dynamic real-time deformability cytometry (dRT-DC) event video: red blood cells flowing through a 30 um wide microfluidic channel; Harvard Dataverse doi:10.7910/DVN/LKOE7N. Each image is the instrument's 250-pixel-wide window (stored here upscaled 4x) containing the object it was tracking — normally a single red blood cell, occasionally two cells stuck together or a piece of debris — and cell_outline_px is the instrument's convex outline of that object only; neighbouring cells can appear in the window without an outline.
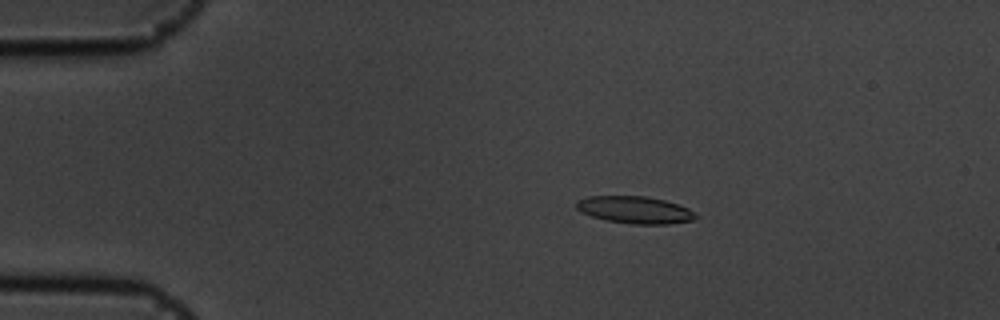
{"species": "common noctule bat (a hibernating species)", "species_latin": "Nyctalus noctula", "temperature_condition": "cold", "stored_images_in_passage": 56, "camera_frame_rate_fps": 3000, "um_per_image_px": 0.085, "animal": {"sex": "male", "body_mass_g": 19.5, "forearm_length_mm": 54.6}, "frame": {"image": 1, "passage_image": 11, "time_ms": 3.333, "image_size_px": [1000, 320], "cell_outline_px": [[700, 216], [692, 220], [668, 224], [632, 224], [608, 220], [592, 216], [580, 212], [576, 208], [576, 200], [588, 196], [648, 196], [680, 204], [688, 208]], "centroid_in_image_um": [53.98, 17.83], "position_along_channel_um": 31.0, "area_um2": 19.02}}
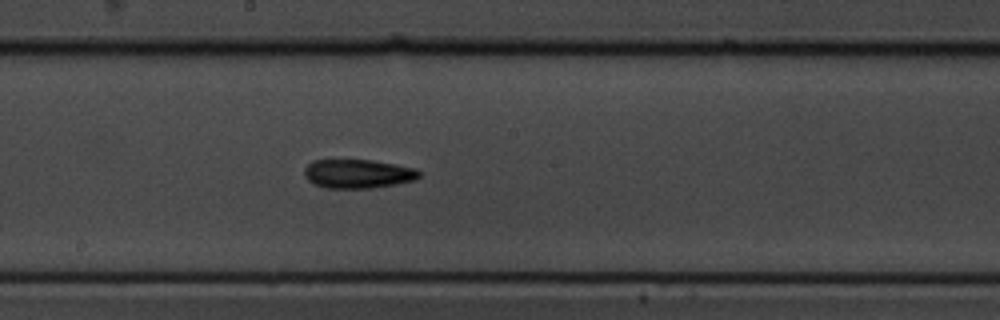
{"frame": {"image": 2, "passage_image": 31, "time_ms": 10.0, "image_size_px": [1000, 320], "cell_outline_px": [[420, 176], [416, 180], [396, 184], [372, 188], [324, 188], [308, 180], [304, 176], [304, 168], [312, 160], [372, 160], [396, 164], [416, 168], [420, 172]], "centroid_in_image_um": [30.43, 14.77], "position_along_channel_um": 217.8, "area_um2": 19.48}}
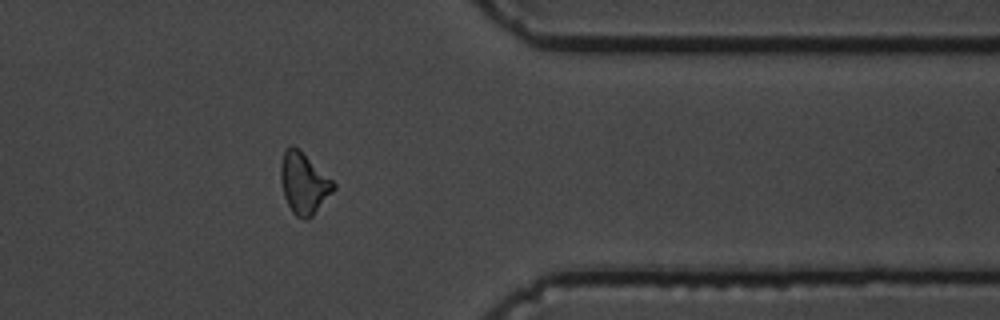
{"frame": {"image": 3, "passage_image": 46, "time_ms": 15.0, "image_size_px": [1000, 320], "cell_outline_px": [[336, 188], [312, 216], [308, 220], [304, 220], [296, 216], [292, 212], [284, 196], [280, 180], [280, 164], [284, 148], [292, 144], [300, 148], [336, 184]], "centroid_in_image_um": [25.8, 15.54], "position_along_channel_um": 385.6, "area_um2": 19.13}, "authors_computed_cell_mechanics": {"area_um2": 18.4671, "velocity_mm_per_s": 3.5966, "shape_relaxation_time_tau1_ms": 3.2567, "shape_relaxation_time_tau2_ms": 6.8007, "deformation_change_tau1": 0.1145, "deformation_change_tau2": 0.1462}}